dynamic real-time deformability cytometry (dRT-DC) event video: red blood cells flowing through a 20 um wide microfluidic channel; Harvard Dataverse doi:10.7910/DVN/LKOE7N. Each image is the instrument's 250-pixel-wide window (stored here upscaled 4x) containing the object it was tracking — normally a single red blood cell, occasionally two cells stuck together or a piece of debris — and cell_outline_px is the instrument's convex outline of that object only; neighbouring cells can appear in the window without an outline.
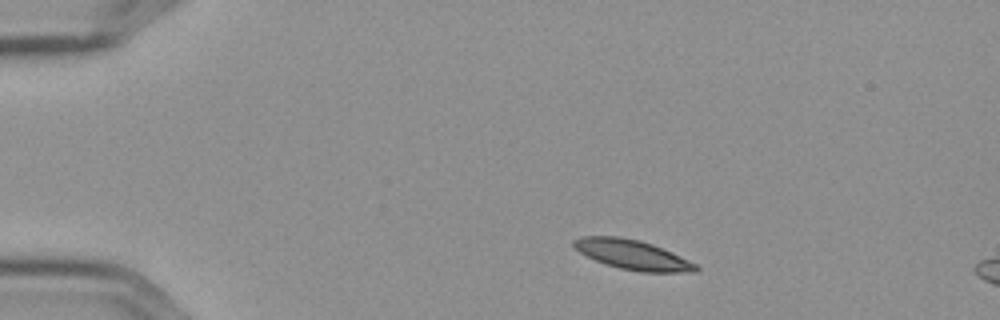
{"species": "Egyptian fruit bat (a non-hibernating species)", "species_latin": "Rousettus aegyptiacus", "temperature_condition": "cold", "stored_images_in_passage": 3, "camera_frame_rate_fps": 3000, "um_per_image_px": 0.085, "frame": {"image": 1, "passage_image": 1, "time_ms": 0.0, "image_size_px": [1000, 320], "cell_outline_px": [[700, 268], [696, 272], [640, 272], [620, 268], [596, 260], [572, 248], [572, 240], [580, 236], [620, 236], [640, 240], [652, 244], [688, 260], [696, 264]], "centroid_in_image_um": [53.73, 21.64], "position_along_channel_um": 31.3, "area_um2": 20.98}}